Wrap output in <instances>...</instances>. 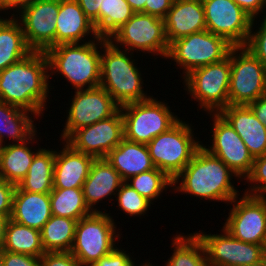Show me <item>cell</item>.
I'll return each mask as SVG.
<instances>
[{"label": "cell", "mask_w": 266, "mask_h": 266, "mask_svg": "<svg viewBox=\"0 0 266 266\" xmlns=\"http://www.w3.org/2000/svg\"><path fill=\"white\" fill-rule=\"evenodd\" d=\"M115 202H117L118 210L126 214L127 217H144L152 208L151 202L141 196L135 189L129 186L125 181L121 184L117 191Z\"/></svg>", "instance_id": "36"}, {"label": "cell", "mask_w": 266, "mask_h": 266, "mask_svg": "<svg viewBox=\"0 0 266 266\" xmlns=\"http://www.w3.org/2000/svg\"><path fill=\"white\" fill-rule=\"evenodd\" d=\"M41 266H82L80 262L68 252H45L40 257Z\"/></svg>", "instance_id": "40"}, {"label": "cell", "mask_w": 266, "mask_h": 266, "mask_svg": "<svg viewBox=\"0 0 266 266\" xmlns=\"http://www.w3.org/2000/svg\"><path fill=\"white\" fill-rule=\"evenodd\" d=\"M168 43L206 29L202 0H174L164 18Z\"/></svg>", "instance_id": "23"}, {"label": "cell", "mask_w": 266, "mask_h": 266, "mask_svg": "<svg viewBox=\"0 0 266 266\" xmlns=\"http://www.w3.org/2000/svg\"><path fill=\"white\" fill-rule=\"evenodd\" d=\"M123 182L120 174L105 158L95 159L82 186L84 199L89 209L92 212H101L102 209L107 212L105 208H101V205L100 207L97 205L104 203L103 200L106 203H112Z\"/></svg>", "instance_id": "19"}, {"label": "cell", "mask_w": 266, "mask_h": 266, "mask_svg": "<svg viewBox=\"0 0 266 266\" xmlns=\"http://www.w3.org/2000/svg\"><path fill=\"white\" fill-rule=\"evenodd\" d=\"M257 119L266 126V94L249 104Z\"/></svg>", "instance_id": "46"}, {"label": "cell", "mask_w": 266, "mask_h": 266, "mask_svg": "<svg viewBox=\"0 0 266 266\" xmlns=\"http://www.w3.org/2000/svg\"><path fill=\"white\" fill-rule=\"evenodd\" d=\"M233 1L238 6H240L246 13H248L252 18L265 16L266 0H233Z\"/></svg>", "instance_id": "45"}, {"label": "cell", "mask_w": 266, "mask_h": 266, "mask_svg": "<svg viewBox=\"0 0 266 266\" xmlns=\"http://www.w3.org/2000/svg\"><path fill=\"white\" fill-rule=\"evenodd\" d=\"M220 233H194L203 243L208 266H247L258 264L266 254V245L246 243L222 227Z\"/></svg>", "instance_id": "15"}, {"label": "cell", "mask_w": 266, "mask_h": 266, "mask_svg": "<svg viewBox=\"0 0 266 266\" xmlns=\"http://www.w3.org/2000/svg\"><path fill=\"white\" fill-rule=\"evenodd\" d=\"M124 139V122L119 109L113 116L76 130L66 142L75 150L105 158Z\"/></svg>", "instance_id": "18"}, {"label": "cell", "mask_w": 266, "mask_h": 266, "mask_svg": "<svg viewBox=\"0 0 266 266\" xmlns=\"http://www.w3.org/2000/svg\"><path fill=\"white\" fill-rule=\"evenodd\" d=\"M170 245L172 254L164 266H208L203 243L195 233L177 231Z\"/></svg>", "instance_id": "31"}, {"label": "cell", "mask_w": 266, "mask_h": 266, "mask_svg": "<svg viewBox=\"0 0 266 266\" xmlns=\"http://www.w3.org/2000/svg\"><path fill=\"white\" fill-rule=\"evenodd\" d=\"M76 224L77 220L52 215L40 230L44 251H71Z\"/></svg>", "instance_id": "32"}, {"label": "cell", "mask_w": 266, "mask_h": 266, "mask_svg": "<svg viewBox=\"0 0 266 266\" xmlns=\"http://www.w3.org/2000/svg\"><path fill=\"white\" fill-rule=\"evenodd\" d=\"M84 14L93 22L99 36V8L103 0H76Z\"/></svg>", "instance_id": "43"}, {"label": "cell", "mask_w": 266, "mask_h": 266, "mask_svg": "<svg viewBox=\"0 0 266 266\" xmlns=\"http://www.w3.org/2000/svg\"><path fill=\"white\" fill-rule=\"evenodd\" d=\"M3 143H2V141H1V139H0V151H1V149L3 148Z\"/></svg>", "instance_id": "54"}, {"label": "cell", "mask_w": 266, "mask_h": 266, "mask_svg": "<svg viewBox=\"0 0 266 266\" xmlns=\"http://www.w3.org/2000/svg\"><path fill=\"white\" fill-rule=\"evenodd\" d=\"M206 29L233 47L248 42L252 17L233 0H202Z\"/></svg>", "instance_id": "16"}, {"label": "cell", "mask_w": 266, "mask_h": 266, "mask_svg": "<svg viewBox=\"0 0 266 266\" xmlns=\"http://www.w3.org/2000/svg\"><path fill=\"white\" fill-rule=\"evenodd\" d=\"M229 105H249L266 94V68L245 46L232 47Z\"/></svg>", "instance_id": "11"}, {"label": "cell", "mask_w": 266, "mask_h": 266, "mask_svg": "<svg viewBox=\"0 0 266 266\" xmlns=\"http://www.w3.org/2000/svg\"><path fill=\"white\" fill-rule=\"evenodd\" d=\"M105 160L120 174L123 181L155 168L147 144L125 138L106 155Z\"/></svg>", "instance_id": "25"}, {"label": "cell", "mask_w": 266, "mask_h": 266, "mask_svg": "<svg viewBox=\"0 0 266 266\" xmlns=\"http://www.w3.org/2000/svg\"><path fill=\"white\" fill-rule=\"evenodd\" d=\"M245 47H247L266 68V17L265 16H262V18L257 17L252 19L250 36Z\"/></svg>", "instance_id": "38"}, {"label": "cell", "mask_w": 266, "mask_h": 266, "mask_svg": "<svg viewBox=\"0 0 266 266\" xmlns=\"http://www.w3.org/2000/svg\"><path fill=\"white\" fill-rule=\"evenodd\" d=\"M232 47L223 37L203 30L171 42L165 60L174 62L183 78L193 69L222 61Z\"/></svg>", "instance_id": "9"}, {"label": "cell", "mask_w": 266, "mask_h": 266, "mask_svg": "<svg viewBox=\"0 0 266 266\" xmlns=\"http://www.w3.org/2000/svg\"><path fill=\"white\" fill-rule=\"evenodd\" d=\"M0 266H4V262L2 259V250L0 249Z\"/></svg>", "instance_id": "53"}, {"label": "cell", "mask_w": 266, "mask_h": 266, "mask_svg": "<svg viewBox=\"0 0 266 266\" xmlns=\"http://www.w3.org/2000/svg\"><path fill=\"white\" fill-rule=\"evenodd\" d=\"M260 266H266V254L262 258V261L260 262Z\"/></svg>", "instance_id": "51"}, {"label": "cell", "mask_w": 266, "mask_h": 266, "mask_svg": "<svg viewBox=\"0 0 266 266\" xmlns=\"http://www.w3.org/2000/svg\"><path fill=\"white\" fill-rule=\"evenodd\" d=\"M230 57L198 67L182 78L183 90L196 101L200 111L220 113L229 105Z\"/></svg>", "instance_id": "7"}, {"label": "cell", "mask_w": 266, "mask_h": 266, "mask_svg": "<svg viewBox=\"0 0 266 266\" xmlns=\"http://www.w3.org/2000/svg\"><path fill=\"white\" fill-rule=\"evenodd\" d=\"M182 119L147 144L155 168L162 170L171 180L189 164L202 146V141L194 132L197 128Z\"/></svg>", "instance_id": "5"}, {"label": "cell", "mask_w": 266, "mask_h": 266, "mask_svg": "<svg viewBox=\"0 0 266 266\" xmlns=\"http://www.w3.org/2000/svg\"><path fill=\"white\" fill-rule=\"evenodd\" d=\"M229 205L222 227L238 240L266 245V197L242 193Z\"/></svg>", "instance_id": "13"}, {"label": "cell", "mask_w": 266, "mask_h": 266, "mask_svg": "<svg viewBox=\"0 0 266 266\" xmlns=\"http://www.w3.org/2000/svg\"><path fill=\"white\" fill-rule=\"evenodd\" d=\"M2 15V16H1ZM0 15V71L25 58L27 46L21 23L14 16Z\"/></svg>", "instance_id": "28"}, {"label": "cell", "mask_w": 266, "mask_h": 266, "mask_svg": "<svg viewBox=\"0 0 266 266\" xmlns=\"http://www.w3.org/2000/svg\"><path fill=\"white\" fill-rule=\"evenodd\" d=\"M162 101L152 95L147 100L121 106L124 138L148 144L153 138L174 126L180 117L172 112L169 103L165 102L166 99Z\"/></svg>", "instance_id": "8"}, {"label": "cell", "mask_w": 266, "mask_h": 266, "mask_svg": "<svg viewBox=\"0 0 266 266\" xmlns=\"http://www.w3.org/2000/svg\"><path fill=\"white\" fill-rule=\"evenodd\" d=\"M16 185L0 178V216L11 217Z\"/></svg>", "instance_id": "41"}, {"label": "cell", "mask_w": 266, "mask_h": 266, "mask_svg": "<svg viewBox=\"0 0 266 266\" xmlns=\"http://www.w3.org/2000/svg\"><path fill=\"white\" fill-rule=\"evenodd\" d=\"M59 0H36L23 7L14 17L21 23L27 46L46 52L56 46V17Z\"/></svg>", "instance_id": "17"}, {"label": "cell", "mask_w": 266, "mask_h": 266, "mask_svg": "<svg viewBox=\"0 0 266 266\" xmlns=\"http://www.w3.org/2000/svg\"><path fill=\"white\" fill-rule=\"evenodd\" d=\"M59 145L63 146L56 149L53 189H82L95 158L75 150L66 141L60 140Z\"/></svg>", "instance_id": "20"}, {"label": "cell", "mask_w": 266, "mask_h": 266, "mask_svg": "<svg viewBox=\"0 0 266 266\" xmlns=\"http://www.w3.org/2000/svg\"><path fill=\"white\" fill-rule=\"evenodd\" d=\"M244 181L248 187L242 190L243 193L266 197V155L254 158L252 170Z\"/></svg>", "instance_id": "37"}, {"label": "cell", "mask_w": 266, "mask_h": 266, "mask_svg": "<svg viewBox=\"0 0 266 266\" xmlns=\"http://www.w3.org/2000/svg\"><path fill=\"white\" fill-rule=\"evenodd\" d=\"M36 0H12V16L18 13L23 7L34 3Z\"/></svg>", "instance_id": "47"}, {"label": "cell", "mask_w": 266, "mask_h": 266, "mask_svg": "<svg viewBox=\"0 0 266 266\" xmlns=\"http://www.w3.org/2000/svg\"><path fill=\"white\" fill-rule=\"evenodd\" d=\"M1 13L5 14V16L8 14L9 16H12V0H0V14Z\"/></svg>", "instance_id": "50"}, {"label": "cell", "mask_w": 266, "mask_h": 266, "mask_svg": "<svg viewBox=\"0 0 266 266\" xmlns=\"http://www.w3.org/2000/svg\"><path fill=\"white\" fill-rule=\"evenodd\" d=\"M9 217L0 216V249H2L5 240V227Z\"/></svg>", "instance_id": "49"}, {"label": "cell", "mask_w": 266, "mask_h": 266, "mask_svg": "<svg viewBox=\"0 0 266 266\" xmlns=\"http://www.w3.org/2000/svg\"><path fill=\"white\" fill-rule=\"evenodd\" d=\"M49 197L51 212L54 216L79 221L82 217L92 213L85 202L82 189H53Z\"/></svg>", "instance_id": "33"}, {"label": "cell", "mask_w": 266, "mask_h": 266, "mask_svg": "<svg viewBox=\"0 0 266 266\" xmlns=\"http://www.w3.org/2000/svg\"><path fill=\"white\" fill-rule=\"evenodd\" d=\"M99 38L93 22L84 14L76 0H59V12L56 17V46L84 43Z\"/></svg>", "instance_id": "21"}, {"label": "cell", "mask_w": 266, "mask_h": 266, "mask_svg": "<svg viewBox=\"0 0 266 266\" xmlns=\"http://www.w3.org/2000/svg\"><path fill=\"white\" fill-rule=\"evenodd\" d=\"M134 14L126 0H103L99 8V37L108 39Z\"/></svg>", "instance_id": "35"}, {"label": "cell", "mask_w": 266, "mask_h": 266, "mask_svg": "<svg viewBox=\"0 0 266 266\" xmlns=\"http://www.w3.org/2000/svg\"><path fill=\"white\" fill-rule=\"evenodd\" d=\"M212 119L210 123L212 136L209 141L210 144H204L209 153L221 159L243 182V180L250 174L254 158L250 154L248 148L233 129L230 123L220 113H209L207 116Z\"/></svg>", "instance_id": "14"}, {"label": "cell", "mask_w": 266, "mask_h": 266, "mask_svg": "<svg viewBox=\"0 0 266 266\" xmlns=\"http://www.w3.org/2000/svg\"><path fill=\"white\" fill-rule=\"evenodd\" d=\"M236 178L240 183L241 180L221 159L201 146L189 164L172 180V193L199 198L200 203L201 200L210 203L221 201L228 206L242 194L234 185Z\"/></svg>", "instance_id": "2"}, {"label": "cell", "mask_w": 266, "mask_h": 266, "mask_svg": "<svg viewBox=\"0 0 266 266\" xmlns=\"http://www.w3.org/2000/svg\"><path fill=\"white\" fill-rule=\"evenodd\" d=\"M247 266H260V263H258V264H252V265H247Z\"/></svg>", "instance_id": "55"}, {"label": "cell", "mask_w": 266, "mask_h": 266, "mask_svg": "<svg viewBox=\"0 0 266 266\" xmlns=\"http://www.w3.org/2000/svg\"><path fill=\"white\" fill-rule=\"evenodd\" d=\"M220 114L238 133L253 158L266 155V126L249 105H228Z\"/></svg>", "instance_id": "22"}, {"label": "cell", "mask_w": 266, "mask_h": 266, "mask_svg": "<svg viewBox=\"0 0 266 266\" xmlns=\"http://www.w3.org/2000/svg\"><path fill=\"white\" fill-rule=\"evenodd\" d=\"M149 262H148V261ZM147 260H145L146 261V263L143 265V266H158V265H154V264H152V262L150 263V259H147Z\"/></svg>", "instance_id": "52"}, {"label": "cell", "mask_w": 266, "mask_h": 266, "mask_svg": "<svg viewBox=\"0 0 266 266\" xmlns=\"http://www.w3.org/2000/svg\"><path fill=\"white\" fill-rule=\"evenodd\" d=\"M51 216L49 194L33 193L15 188L11 220L41 230Z\"/></svg>", "instance_id": "26"}, {"label": "cell", "mask_w": 266, "mask_h": 266, "mask_svg": "<svg viewBox=\"0 0 266 266\" xmlns=\"http://www.w3.org/2000/svg\"><path fill=\"white\" fill-rule=\"evenodd\" d=\"M45 52L32 51L25 58L0 71V101L27 110L40 120L48 109L51 86Z\"/></svg>", "instance_id": "1"}, {"label": "cell", "mask_w": 266, "mask_h": 266, "mask_svg": "<svg viewBox=\"0 0 266 266\" xmlns=\"http://www.w3.org/2000/svg\"><path fill=\"white\" fill-rule=\"evenodd\" d=\"M130 53V54H129ZM130 51L114 46L108 39L101 38V77L103 87L121 107L147 100L152 96L144 91V74L140 63Z\"/></svg>", "instance_id": "3"}, {"label": "cell", "mask_w": 266, "mask_h": 266, "mask_svg": "<svg viewBox=\"0 0 266 266\" xmlns=\"http://www.w3.org/2000/svg\"><path fill=\"white\" fill-rule=\"evenodd\" d=\"M40 132L37 131L26 141L4 145L0 151V178L16 186L26 176L35 155L43 148L37 140ZM38 143L37 147H33ZM33 144V145H32ZM31 146V147H30ZM33 149V150H32Z\"/></svg>", "instance_id": "24"}, {"label": "cell", "mask_w": 266, "mask_h": 266, "mask_svg": "<svg viewBox=\"0 0 266 266\" xmlns=\"http://www.w3.org/2000/svg\"><path fill=\"white\" fill-rule=\"evenodd\" d=\"M56 150L42 148L34 157L26 176L16 186L19 190L49 194L53 190Z\"/></svg>", "instance_id": "29"}, {"label": "cell", "mask_w": 266, "mask_h": 266, "mask_svg": "<svg viewBox=\"0 0 266 266\" xmlns=\"http://www.w3.org/2000/svg\"><path fill=\"white\" fill-rule=\"evenodd\" d=\"M125 182L141 196L150 201L152 205L157 202L155 200L161 199L162 201V194L166 192L167 189H169L170 193L173 189V181L158 168L132 176Z\"/></svg>", "instance_id": "34"}, {"label": "cell", "mask_w": 266, "mask_h": 266, "mask_svg": "<svg viewBox=\"0 0 266 266\" xmlns=\"http://www.w3.org/2000/svg\"><path fill=\"white\" fill-rule=\"evenodd\" d=\"M1 250L36 257L45 253L40 230L19 224L10 218L5 227V240Z\"/></svg>", "instance_id": "30"}, {"label": "cell", "mask_w": 266, "mask_h": 266, "mask_svg": "<svg viewBox=\"0 0 266 266\" xmlns=\"http://www.w3.org/2000/svg\"><path fill=\"white\" fill-rule=\"evenodd\" d=\"M115 221L108 210L92 212L77 221L70 252L82 266H90L118 246L123 234Z\"/></svg>", "instance_id": "6"}, {"label": "cell", "mask_w": 266, "mask_h": 266, "mask_svg": "<svg viewBox=\"0 0 266 266\" xmlns=\"http://www.w3.org/2000/svg\"><path fill=\"white\" fill-rule=\"evenodd\" d=\"M108 40L117 48L139 52L138 55H154V61L157 58L164 60L169 49L164 19L141 12L135 13Z\"/></svg>", "instance_id": "10"}, {"label": "cell", "mask_w": 266, "mask_h": 266, "mask_svg": "<svg viewBox=\"0 0 266 266\" xmlns=\"http://www.w3.org/2000/svg\"><path fill=\"white\" fill-rule=\"evenodd\" d=\"M73 98L66 107V120L60 133L66 141L76 130L90 126L100 120L113 116L120 106L112 96L101 86L89 89L74 90Z\"/></svg>", "instance_id": "12"}, {"label": "cell", "mask_w": 266, "mask_h": 266, "mask_svg": "<svg viewBox=\"0 0 266 266\" xmlns=\"http://www.w3.org/2000/svg\"><path fill=\"white\" fill-rule=\"evenodd\" d=\"M35 118L38 121L33 113L0 101V139L3 145L24 142L39 131Z\"/></svg>", "instance_id": "27"}, {"label": "cell", "mask_w": 266, "mask_h": 266, "mask_svg": "<svg viewBox=\"0 0 266 266\" xmlns=\"http://www.w3.org/2000/svg\"><path fill=\"white\" fill-rule=\"evenodd\" d=\"M49 62V79L62 76L82 90L98 87L101 77V38L84 43L60 44L46 52ZM54 75V76H53Z\"/></svg>", "instance_id": "4"}, {"label": "cell", "mask_w": 266, "mask_h": 266, "mask_svg": "<svg viewBox=\"0 0 266 266\" xmlns=\"http://www.w3.org/2000/svg\"><path fill=\"white\" fill-rule=\"evenodd\" d=\"M130 7L137 12L144 13V6L146 0H126Z\"/></svg>", "instance_id": "48"}, {"label": "cell", "mask_w": 266, "mask_h": 266, "mask_svg": "<svg viewBox=\"0 0 266 266\" xmlns=\"http://www.w3.org/2000/svg\"><path fill=\"white\" fill-rule=\"evenodd\" d=\"M121 246H116L108 255L103 256L97 262H93L90 266H143L146 262L137 264L136 258L132 257L128 250ZM136 260V261H134Z\"/></svg>", "instance_id": "39"}, {"label": "cell", "mask_w": 266, "mask_h": 266, "mask_svg": "<svg viewBox=\"0 0 266 266\" xmlns=\"http://www.w3.org/2000/svg\"><path fill=\"white\" fill-rule=\"evenodd\" d=\"M4 266H41L40 257L2 250Z\"/></svg>", "instance_id": "42"}, {"label": "cell", "mask_w": 266, "mask_h": 266, "mask_svg": "<svg viewBox=\"0 0 266 266\" xmlns=\"http://www.w3.org/2000/svg\"><path fill=\"white\" fill-rule=\"evenodd\" d=\"M174 0H146L144 14L164 19Z\"/></svg>", "instance_id": "44"}]
</instances>
